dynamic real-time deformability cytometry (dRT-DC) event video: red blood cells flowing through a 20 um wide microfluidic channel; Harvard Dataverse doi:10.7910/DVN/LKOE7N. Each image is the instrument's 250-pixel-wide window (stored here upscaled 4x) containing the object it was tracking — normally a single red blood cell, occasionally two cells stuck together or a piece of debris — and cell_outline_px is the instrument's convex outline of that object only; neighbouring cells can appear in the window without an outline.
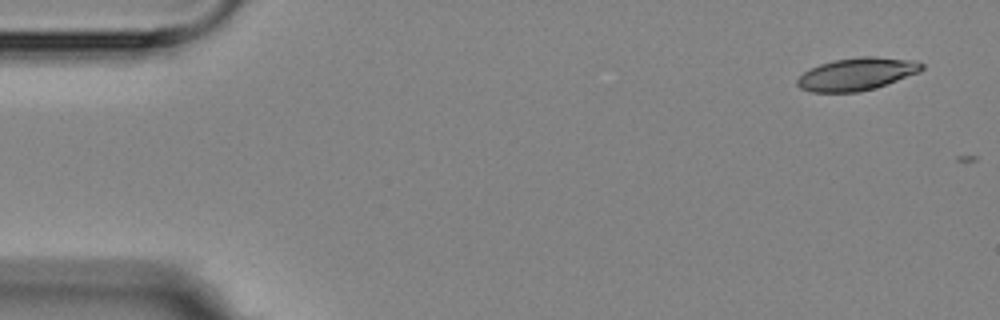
{"species": "Egyptian fruit bat (a non-hibernating species)", "species_latin": "Rousettus aegyptiacus", "temperature_condition": "room temperature", "stored_images_in_passage": 5, "camera_frame_rate_fps": 3000, "um_per_image_px": 0.085, "animal": {"sex": "female"}, "frame": {"image": 1, "passage_image": 1, "time_ms": 0.0, "image_size_px": [1000, 320], "cell_outline_px": [[924, 68], [920, 72], [860, 92], [812, 92], [800, 88], [796, 84], [796, 80], [804, 72], [820, 64], [832, 60], [860, 56], [872, 56], [916, 60], [924, 64]], "centroid_in_image_um": [72.82, 6.28], "position_along_channel_um": 12.2, "area_um2": 23.52}}
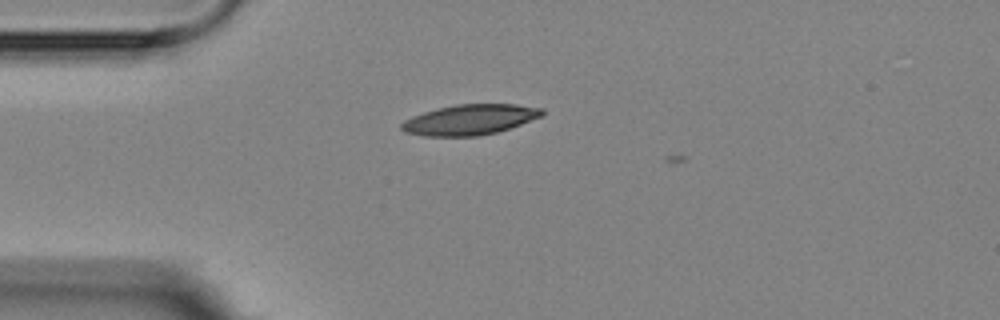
{"frame": {"image": 2, "passage_image": 4, "time_ms": 3.667, "image_size_px": [1000, 320], "cell_outline_px": [[544, 116], [496, 132], [480, 136], [424, 136], [404, 132], [400, 128], [400, 124], [404, 120], [412, 116], [436, 108], [456, 104], [516, 104], [544, 108]], "centroid_in_image_um": [39.93, 10.16], "position_along_channel_um": 45.1, "area_um2": 25.03}}